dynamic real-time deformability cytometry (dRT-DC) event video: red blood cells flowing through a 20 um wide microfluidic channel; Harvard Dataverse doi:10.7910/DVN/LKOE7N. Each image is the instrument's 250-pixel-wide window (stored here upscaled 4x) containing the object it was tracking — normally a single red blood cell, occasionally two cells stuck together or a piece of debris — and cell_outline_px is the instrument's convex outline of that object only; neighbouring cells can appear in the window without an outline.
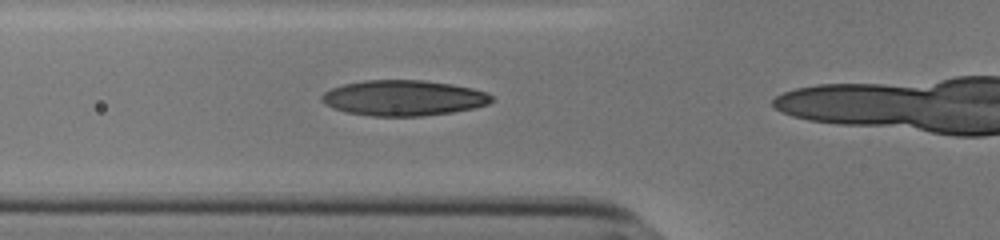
{"species": "human", "species_latin": "Homo sapiens", "temperature_condition": "cold", "stored_images_in_passage": 21, "camera_frame_rate_fps": 3000, "um_per_image_px": 0.085, "donor": {"sex": "male"}, "frame": {"image": 1, "passage_image": 13, "time_ms": 4.0, "image_size_px": [1000, 240], "cell_outline_px": [[492, 100], [488, 104], [472, 108], [452, 112], [420, 116], [372, 116], [344, 112], [332, 108], [324, 104], [320, 100], [320, 96], [324, 92], [332, 88], [344, 84], [364, 80], [424, 80], [452, 84], [472, 88], [488, 92], [492, 96]], "centroid_in_image_um": [34.26, 8.32], "position_along_channel_um": 91.5, "area_um2": 35.32}}
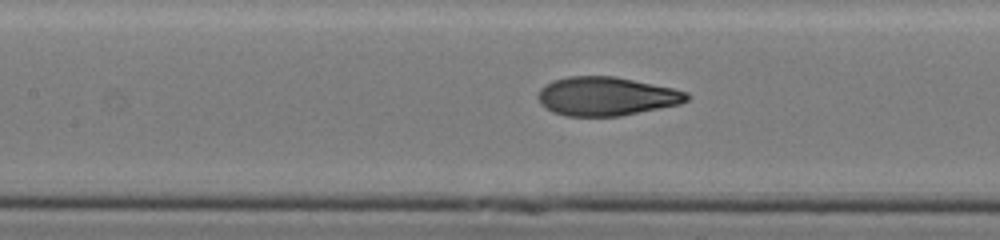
{"frame": {"image": 2, "passage_image": 18, "time_ms": 5.667, "image_size_px": [1000, 240], "cell_outline_px": [[692, 96], [688, 100], [680, 104], [620, 116], [568, 116], [552, 112], [540, 104], [536, 96], [540, 88], [544, 84], [552, 80], [568, 76], [616, 76], [672, 88], [688, 92]], "centroid_in_image_um": [51.51, 8.18], "position_along_channel_um": 155.9, "area_um2": 33.87}}